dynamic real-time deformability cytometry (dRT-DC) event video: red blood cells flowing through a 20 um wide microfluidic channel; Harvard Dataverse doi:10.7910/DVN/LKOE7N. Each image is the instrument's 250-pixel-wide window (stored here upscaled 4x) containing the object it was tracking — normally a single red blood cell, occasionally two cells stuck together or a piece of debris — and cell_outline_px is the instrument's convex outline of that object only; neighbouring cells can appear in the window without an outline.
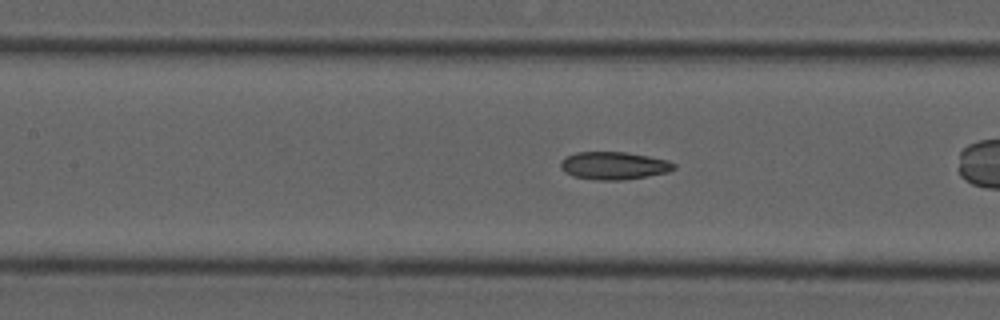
{"species": "common noctule bat (a hibernating species)", "species_latin": "Nyctalus noctula", "temperature_condition": "cold", "stored_images_in_passage": 29, "segment_of_instrument_passage": [1, 2], "camera_frame_rate_fps": 3000, "um_per_image_px": 0.085, "animal": {"sex": "male", "forearm_length_mm": 52.5}, "frame": {"image": 1, "passage_image": 10, "time_ms": 3.0, "image_size_px": [1000, 320], "cell_outline_px": [[676, 168], [668, 172], [648, 176], [624, 180], [596, 180], [572, 176], [564, 172], [560, 168], [560, 164], [568, 156], [576, 152], [624, 152], [648, 156], [668, 160], [676, 164]], "centroid_in_image_um": [52.2, 14.09], "position_along_channel_um": 155.2, "area_um2": 18.32}}
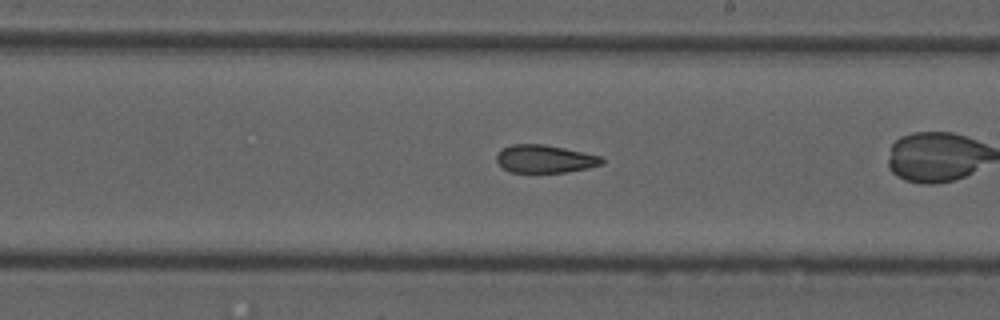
{"frame": {"image": 2, "passage_image": 17, "time_ms": 5.333, "image_size_px": [1000, 320], "cell_outline_px": [[604, 164], [588, 168], [564, 172], [512, 172], [504, 168], [496, 160], [496, 156], [504, 148], [512, 144], [544, 144], [564, 148], [600, 156], [604, 160]], "centroid_in_image_um": [46.34, 13.5], "position_along_channel_um": 242.7, "area_um2": 16.88}}